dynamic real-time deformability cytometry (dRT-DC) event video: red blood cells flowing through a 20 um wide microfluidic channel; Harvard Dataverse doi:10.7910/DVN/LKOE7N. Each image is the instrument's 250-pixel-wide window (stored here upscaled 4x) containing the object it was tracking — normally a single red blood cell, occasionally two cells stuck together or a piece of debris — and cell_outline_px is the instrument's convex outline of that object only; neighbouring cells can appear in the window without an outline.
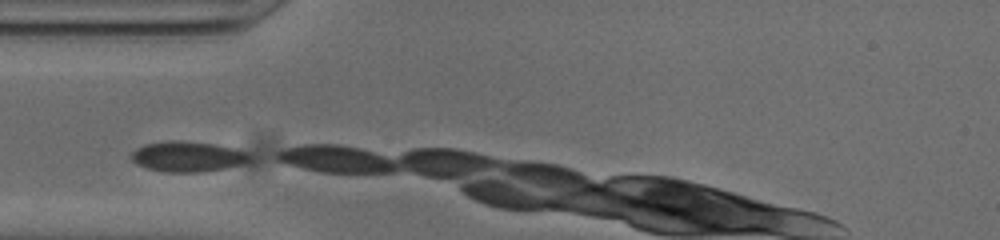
{"species": "common noctule bat (a hibernating species)", "species_latin": "Nyctalus noctula", "temperature_condition": "cold", "stored_images_in_passage": 2, "camera_frame_rate_fps": 3000, "um_per_image_px": 0.085, "animal": {"sex": "male", "body_mass_g": 20.0, "forearm_length_mm": 53.3}, "frame": {"image": 1, "passage_image": 1, "time_ms": 0.0, "image_size_px": [1000, 240], "cell_outline_px": [[248, 160], [240, 164], [224, 168], [200, 172], [164, 172], [148, 168], [136, 164], [132, 160], [132, 152], [136, 148], [144, 144], [168, 140], [180, 140], [216, 144], [236, 148], [244, 152], [248, 156]], "centroid_in_image_um": [15.89, 13.29], "position_along_channel_um": 69.1, "area_um2": 20.81}}